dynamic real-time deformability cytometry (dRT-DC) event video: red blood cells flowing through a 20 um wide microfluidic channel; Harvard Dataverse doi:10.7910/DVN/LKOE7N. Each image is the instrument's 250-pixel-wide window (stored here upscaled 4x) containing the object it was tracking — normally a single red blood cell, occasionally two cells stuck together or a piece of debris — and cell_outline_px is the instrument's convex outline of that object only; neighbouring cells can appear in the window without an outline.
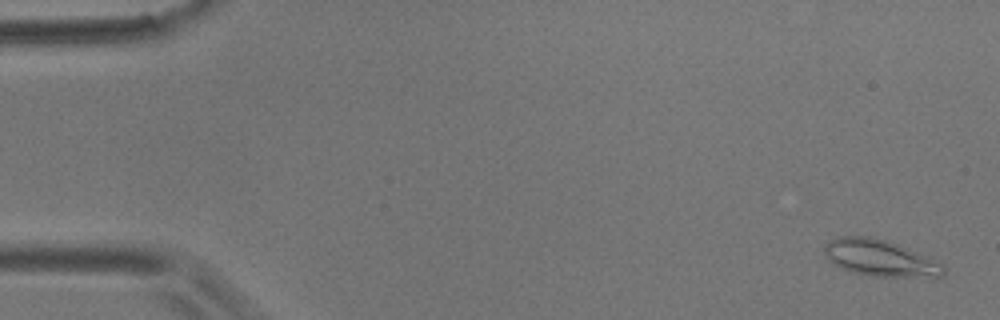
{"species": "common noctule bat (a hibernating species)", "species_latin": "Nyctalus noctula", "temperature_condition": "room temperature", "stored_images_in_passage": 5, "camera_frame_rate_fps": 3000, "um_per_image_px": 0.085, "animal": {"sex": "male", "body_mass_g": 17.9}, "frame": {"image": 1, "passage_image": 1, "time_ms": 0.0, "image_size_px": [1000, 320], "cell_outline_px": [[944, 276], [868, 276], [852, 272], [832, 264], [828, 260], [824, 252], [824, 244], [828, 240], [836, 236], [868, 236], [888, 240], [908, 248], [944, 264]], "centroid_in_image_um": [74.74, 21.91], "position_along_channel_um": 10.3, "area_um2": 25.37}}